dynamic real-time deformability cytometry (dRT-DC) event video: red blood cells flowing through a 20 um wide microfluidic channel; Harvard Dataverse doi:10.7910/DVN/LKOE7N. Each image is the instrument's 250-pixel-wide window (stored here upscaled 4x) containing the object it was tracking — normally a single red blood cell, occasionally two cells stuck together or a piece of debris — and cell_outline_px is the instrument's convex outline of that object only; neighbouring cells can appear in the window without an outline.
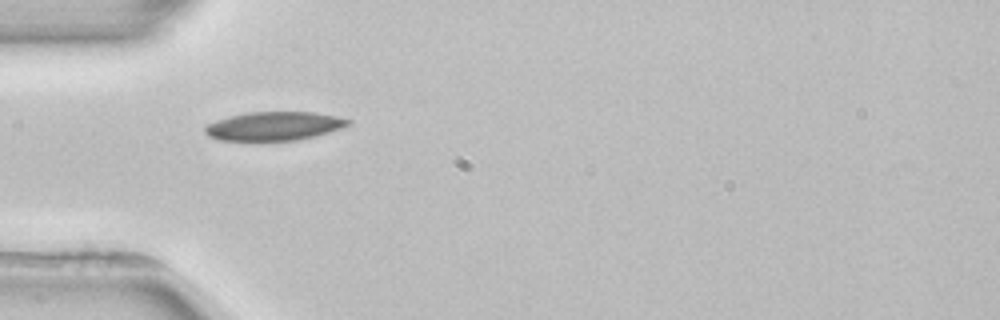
{"species": "common noctule bat (a hibernating species)", "species_latin": "Nyctalus noctula", "temperature_condition": "room temperature", "stored_images_in_passage": 2, "camera_frame_rate_fps": 3000, "um_per_image_px": 0.085, "animal": {"sex": "female", "body_mass_g": 22.7, "forearm_length_mm": 54.2}, "frame": {"image": 1, "passage_image": 1, "time_ms": 0.0, "image_size_px": [1000, 320], "cell_outline_px": [[352, 124], [316, 136], [296, 140], [260, 144], [220, 140], [208, 136], [204, 132], [204, 128], [208, 124], [216, 120], [228, 116], [248, 112], [316, 112], [336, 116], [352, 120]], "centroid_in_image_um": [23.25, 10.76], "position_along_channel_um": 61.8, "area_um2": 25.03}}